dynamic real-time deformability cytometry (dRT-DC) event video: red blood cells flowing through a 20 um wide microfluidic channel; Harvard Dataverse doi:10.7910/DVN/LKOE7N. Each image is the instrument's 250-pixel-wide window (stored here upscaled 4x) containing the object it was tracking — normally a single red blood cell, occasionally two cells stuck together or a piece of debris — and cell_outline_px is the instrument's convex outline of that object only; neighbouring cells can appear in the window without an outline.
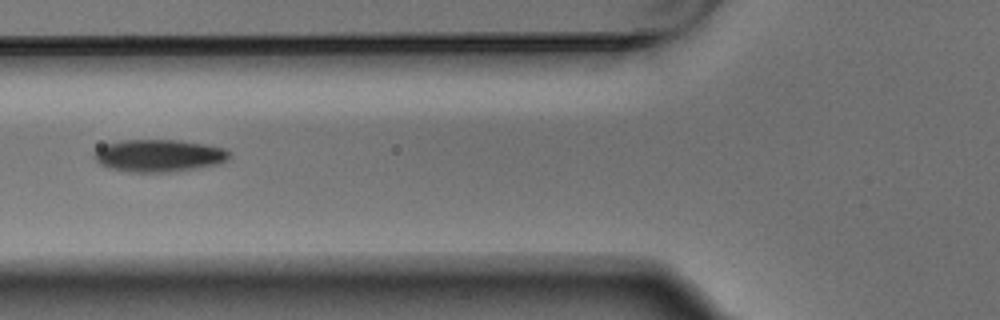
{"species": "Egyptian fruit bat (a non-hibernating species)", "species_latin": "Rousettus aegyptiacus", "temperature_condition": "warm", "stored_images_in_passage": 8, "camera_frame_rate_fps": 3000, "um_per_image_px": 0.085, "animal": {"sex": "male"}, "frame": {"image": 1, "passage_image": 5, "time_ms": 1.333, "image_size_px": [1000, 320], "cell_outline_px": [[232, 156], [228, 160], [220, 164], [196, 168], [164, 172], [128, 172], [108, 168], [100, 164], [92, 156], [92, 152], [96, 148], [104, 144], [120, 140], [180, 140], [204, 144], [224, 148]], "centroid_in_image_um": [13.46, 13.22], "position_along_channel_um": 112.3, "area_um2": 25.78}}
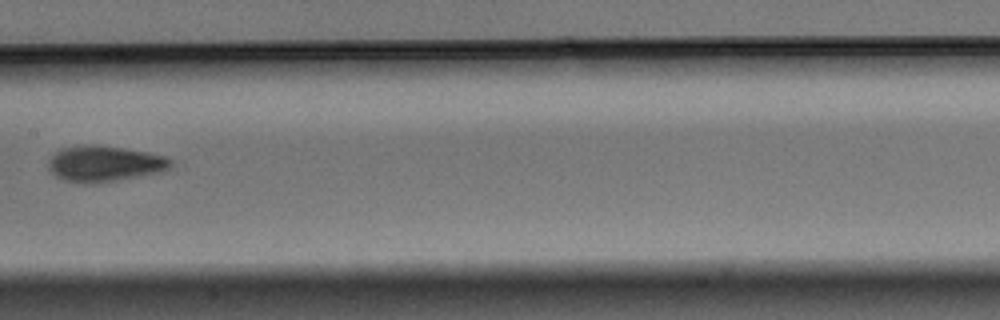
{"frame": {"image": 2, "passage_image": 7, "time_ms": 2.0, "image_size_px": [1000, 320], "cell_outline_px": [[172, 168], [164, 172], [96, 184], [84, 184], [64, 180], [56, 176], [48, 168], [48, 160], [60, 148], [80, 144], [96, 144], [124, 148], [148, 152], [164, 156], [172, 160]], "centroid_in_image_um": [8.9, 13.91], "position_along_channel_um": 198.5, "area_um2": 26.18}}
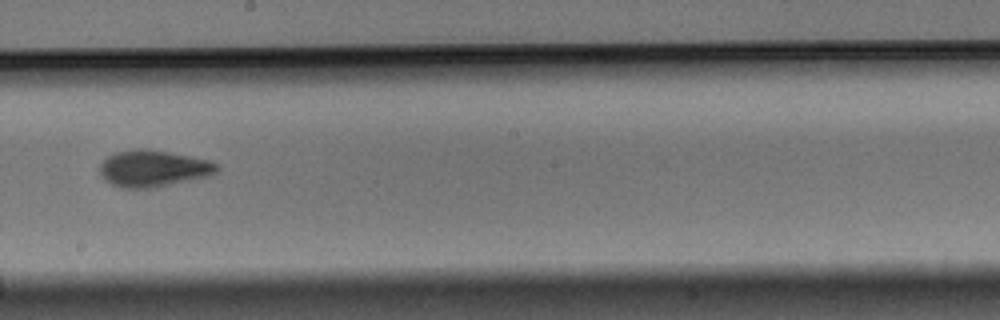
{"frame": {"image": 3, "passage_image": 8, "time_ms": 2.333, "image_size_px": [1000, 320], "cell_outline_px": [[220, 168], [216, 172], [208, 176], [156, 188], [120, 188], [112, 184], [100, 176], [100, 164], [108, 156], [116, 152], [140, 148], [148, 148], [212, 160]], "centroid_in_image_um": [13.04, 14.32], "position_along_channel_um": 235.2, "area_um2": 25.2}}